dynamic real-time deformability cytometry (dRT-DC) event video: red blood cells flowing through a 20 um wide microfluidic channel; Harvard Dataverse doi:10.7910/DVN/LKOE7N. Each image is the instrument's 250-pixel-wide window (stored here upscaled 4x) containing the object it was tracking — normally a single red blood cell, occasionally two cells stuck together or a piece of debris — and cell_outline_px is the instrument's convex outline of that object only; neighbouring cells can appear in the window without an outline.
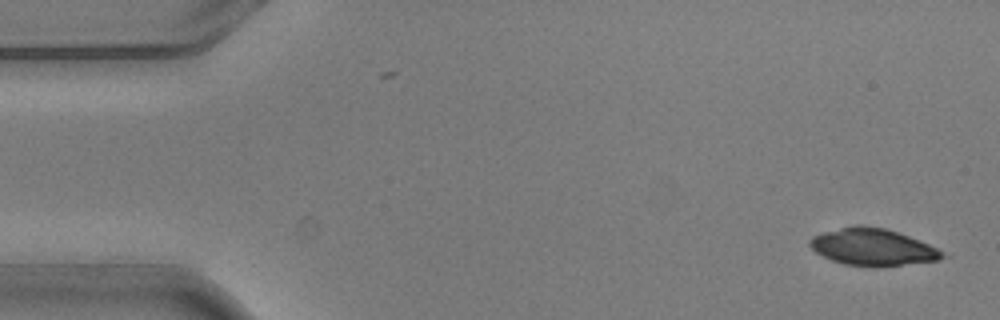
{"species": "common noctule bat (a hibernating species)", "species_latin": "Nyctalus noctula", "temperature_condition": "warm", "stored_images_in_passage": 2, "camera_frame_rate_fps": 3000, "um_per_image_px": 0.085, "animal": {"sex": "male", "body_mass_g": 20.5, "forearm_length_mm": 52.5}, "frame": {"image": 1, "passage_image": 2, "time_ms": 0.333, "image_size_px": [1000, 320], "cell_outline_px": [[952, 256], [936, 260], [900, 264], [844, 264], [832, 260], [816, 252], [808, 244], [808, 240], [812, 236], [824, 232], [856, 224], [860, 224], [884, 228], [908, 236], [928, 244]], "centroid_in_image_um": [74.16, 20.96], "position_along_channel_um": 10.8, "area_um2": 27.63}}